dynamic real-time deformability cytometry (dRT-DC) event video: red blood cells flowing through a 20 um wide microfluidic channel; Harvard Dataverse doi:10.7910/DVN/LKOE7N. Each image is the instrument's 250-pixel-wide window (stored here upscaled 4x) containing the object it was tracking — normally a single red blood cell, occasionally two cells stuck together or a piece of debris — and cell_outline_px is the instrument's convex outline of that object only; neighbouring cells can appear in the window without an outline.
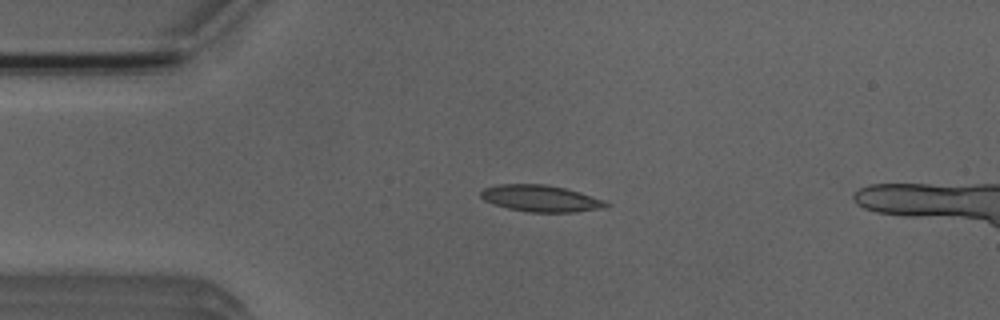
{"species": "Egyptian fruit bat (a non-hibernating species)", "species_latin": "Rousettus aegyptiacus", "temperature_condition": "room temperature", "stored_images_in_passage": 4, "camera_frame_rate_fps": 3000, "um_per_image_px": 0.085, "animal": {"sex": "male"}, "frame": {"image": 1, "passage_image": 3, "time_ms": 2.333, "image_size_px": [1000, 320], "cell_outline_px": [[612, 204], [608, 208], [572, 212], [528, 212], [508, 208], [492, 204], [484, 200], [480, 196], [480, 192], [484, 188], [500, 184], [544, 184], [564, 188], [580, 192], [604, 200]], "centroid_in_image_um": [45.99, 16.87], "position_along_channel_um": 39.0, "area_um2": 19.54}}